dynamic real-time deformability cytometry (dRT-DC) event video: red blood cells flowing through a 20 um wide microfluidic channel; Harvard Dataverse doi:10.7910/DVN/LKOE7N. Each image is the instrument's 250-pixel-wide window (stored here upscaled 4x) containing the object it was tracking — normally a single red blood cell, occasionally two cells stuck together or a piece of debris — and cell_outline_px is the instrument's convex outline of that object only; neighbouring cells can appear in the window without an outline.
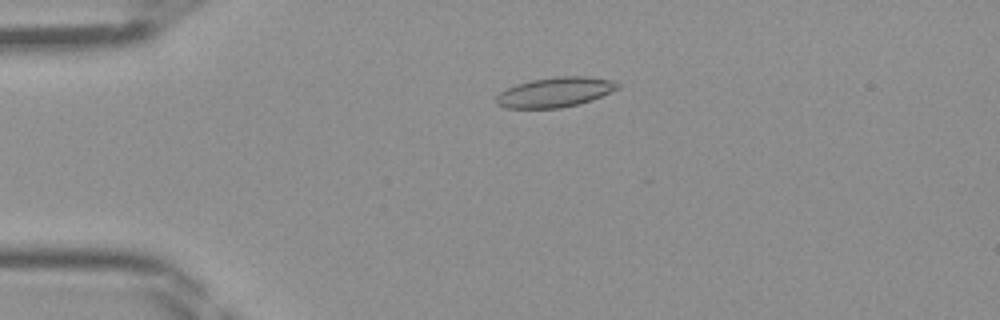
{"species": "Egyptian fruit bat (a non-hibernating species)", "species_latin": "Rousettus aegyptiacus", "temperature_condition": "room temperature", "stored_images_in_passage": 46, "camera_frame_rate_fps": 3000, "um_per_image_px": 0.085, "frame": {"image": 1, "passage_image": 11, "time_ms": 3.333, "image_size_px": [1000, 320], "cell_outline_px": [[620, 88], [612, 92], [592, 100], [580, 104], [560, 108], [508, 108], [496, 104], [496, 96], [500, 92], [516, 84], [532, 80], [556, 76], [584, 76], [612, 80], [620, 84]], "centroid_in_image_um": [47.21, 7.84], "position_along_channel_um": 37.8, "area_um2": 21.21}}
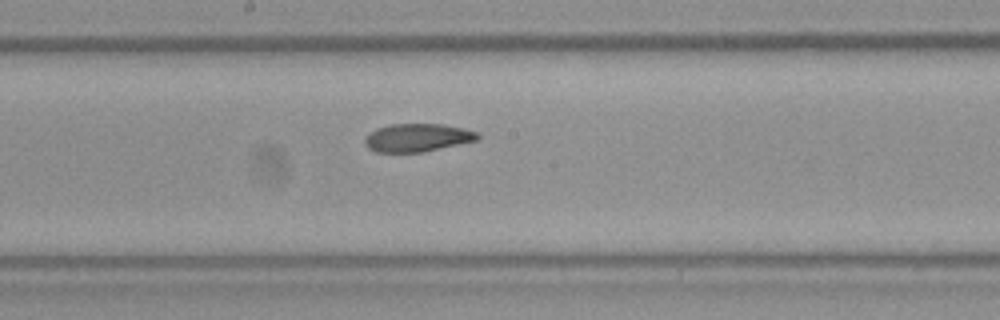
{"frame": {"image": 2, "passage_image": 25, "time_ms": 8.0, "image_size_px": [1000, 320], "cell_outline_px": [[480, 140], [424, 152], [376, 152], [368, 148], [364, 144], [364, 140], [376, 128], [392, 124], [444, 124], [464, 128], [480, 132]], "centroid_in_image_um": [35.55, 11.7], "position_along_channel_um": 212.6, "area_um2": 18.67}}
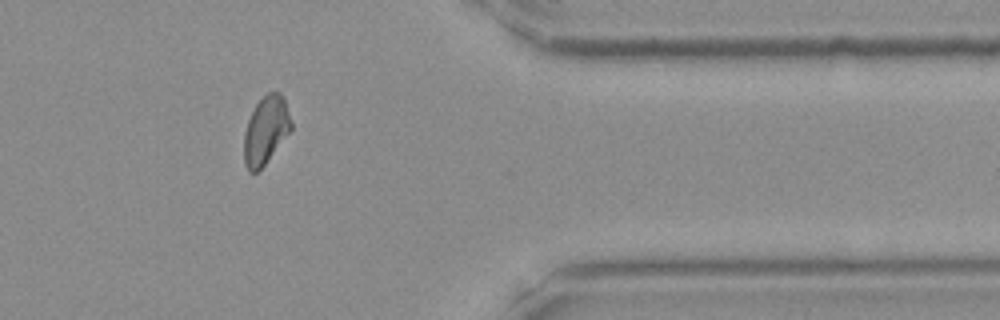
{"frame": {"image": 3, "passage_image": 38, "time_ms": 12.333, "image_size_px": [1000, 320], "cell_outline_px": [[292, 128], [264, 164], [256, 172], [248, 172], [244, 164], [244, 132], [248, 120], [256, 104], [268, 92], [280, 92], [284, 96], [292, 124]], "centroid_in_image_um": [22.58, 11.05], "position_along_channel_um": 388.8, "area_um2": 18.38}}